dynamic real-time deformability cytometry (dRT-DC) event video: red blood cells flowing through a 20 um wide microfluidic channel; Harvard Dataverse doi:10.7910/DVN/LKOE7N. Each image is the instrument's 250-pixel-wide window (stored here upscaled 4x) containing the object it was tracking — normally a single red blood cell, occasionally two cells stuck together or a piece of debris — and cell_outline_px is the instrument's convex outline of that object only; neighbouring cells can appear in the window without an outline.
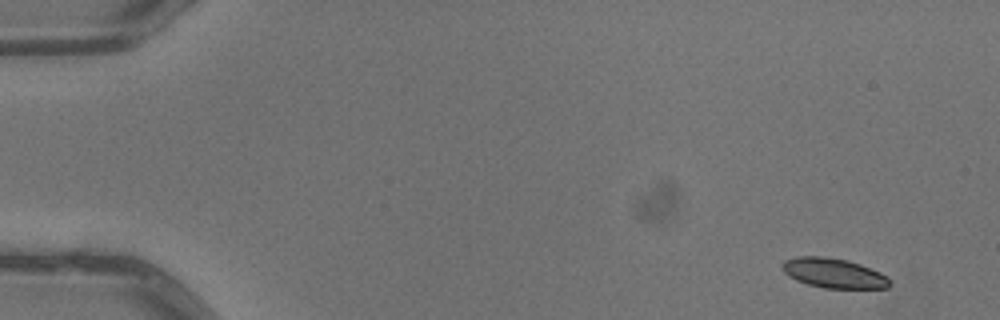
{"species": "common noctule bat (a hibernating species)", "species_latin": "Nyctalus noctula", "temperature_condition": "warm", "stored_images_in_passage": 5, "camera_frame_rate_fps": 3000, "um_per_image_px": 0.085, "animal": {"sex": "male", "body_mass_g": 13.3}, "frame": {"image": 1, "passage_image": 1, "time_ms": 0.0, "image_size_px": [1000, 320], "cell_outline_px": [[892, 284], [888, 288], [824, 288], [808, 284], [796, 280], [788, 276], [780, 268], [780, 264], [784, 260], [796, 256], [828, 256], [848, 260], [860, 264], [880, 272], [888, 276], [892, 280]], "centroid_in_image_um": [70.86, 23.2], "position_along_channel_um": 14.1, "area_um2": 19.02}}
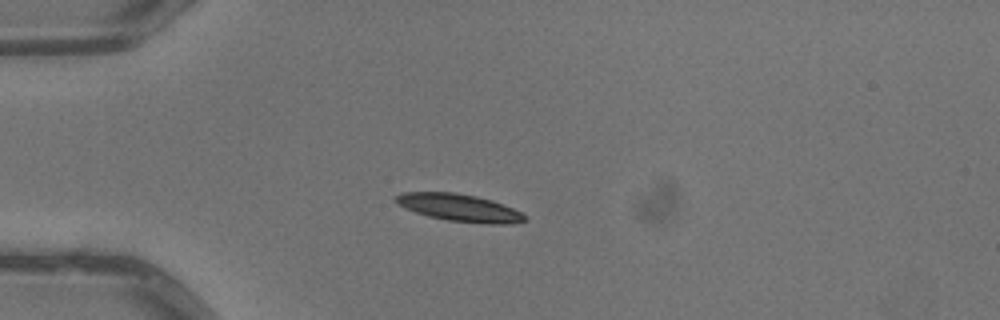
{"frame": {"image": 2, "passage_image": 4, "time_ms": 1.0, "image_size_px": [1000, 320], "cell_outline_px": [[528, 216], [524, 220], [512, 224], [492, 224], [448, 220], [428, 216], [404, 208], [392, 200], [400, 192], [456, 192], [476, 196], [492, 200], [512, 208]], "centroid_in_image_um": [39.01, 17.64], "position_along_channel_um": 46.0, "area_um2": 20.52}}